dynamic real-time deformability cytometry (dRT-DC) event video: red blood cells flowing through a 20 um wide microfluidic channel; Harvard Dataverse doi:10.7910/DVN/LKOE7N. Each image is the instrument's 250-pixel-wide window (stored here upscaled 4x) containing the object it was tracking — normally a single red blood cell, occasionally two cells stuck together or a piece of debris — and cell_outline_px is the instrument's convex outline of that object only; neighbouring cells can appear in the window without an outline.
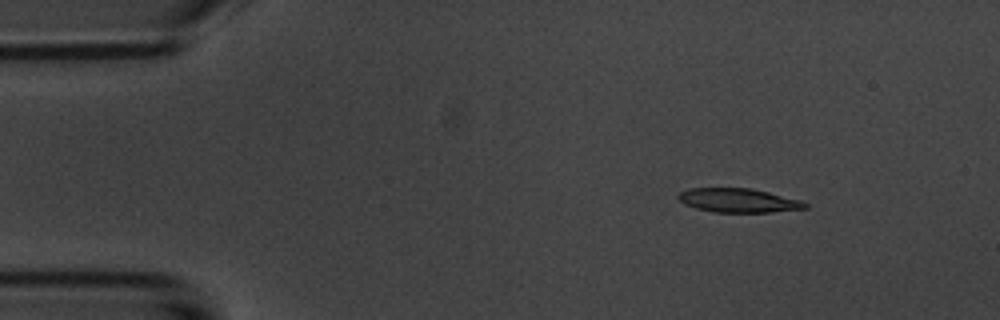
{"species": "common noctule bat (a hibernating species)", "species_latin": "Nyctalus noctula", "temperature_condition": "room temperature", "stored_images_in_passage": 3, "camera_frame_rate_fps": 3000, "um_per_image_px": 0.085, "animal": {"sex": "male", "body_mass_g": 20.1, "forearm_length_mm": 53.5}, "frame": {"image": 1, "passage_image": 1, "time_ms": 0.0, "image_size_px": [1000, 320], "cell_outline_px": [[808, 208], [772, 212], [712, 212], [696, 208], [684, 204], [676, 196], [680, 192], [688, 188], [752, 188], [800, 200], [808, 204]], "centroid_in_image_um": [62.75, 17.03], "position_along_channel_um": 22.3, "area_um2": 17.74}}